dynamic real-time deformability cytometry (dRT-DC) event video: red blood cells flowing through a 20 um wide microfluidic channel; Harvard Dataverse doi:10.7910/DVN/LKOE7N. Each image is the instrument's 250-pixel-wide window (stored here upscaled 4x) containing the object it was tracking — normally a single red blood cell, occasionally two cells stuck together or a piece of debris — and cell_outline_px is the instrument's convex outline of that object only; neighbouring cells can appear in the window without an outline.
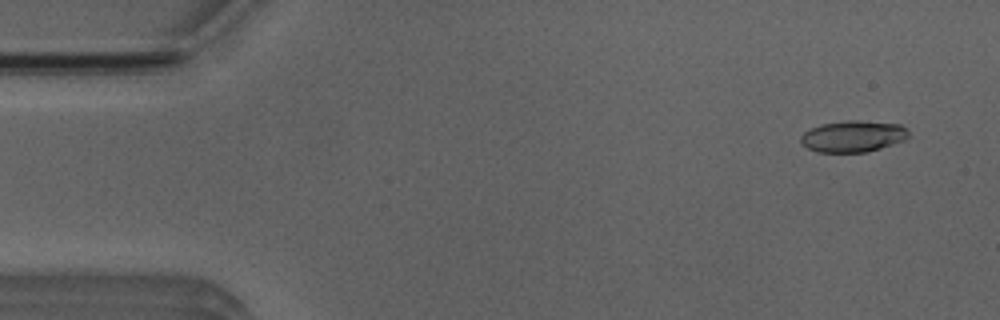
{"species": "Egyptian fruit bat (a non-hibernating species)", "species_latin": "Rousettus aegyptiacus", "temperature_condition": "room temperature", "stored_images_in_passage": 4, "camera_frame_rate_fps": 3000, "um_per_image_px": 0.085, "animal": {"sex": "male"}, "frame": {"image": 1, "passage_image": 1, "time_ms": 0.0, "image_size_px": [1000, 320], "cell_outline_px": [[908, 136], [904, 140], [868, 152], [816, 152], [808, 148], [800, 140], [800, 136], [804, 132], [820, 124], [848, 120], [860, 120], [900, 124], [908, 132]], "centroid_in_image_um": [72.49, 11.58], "position_along_channel_um": 12.5, "area_um2": 19.65}}